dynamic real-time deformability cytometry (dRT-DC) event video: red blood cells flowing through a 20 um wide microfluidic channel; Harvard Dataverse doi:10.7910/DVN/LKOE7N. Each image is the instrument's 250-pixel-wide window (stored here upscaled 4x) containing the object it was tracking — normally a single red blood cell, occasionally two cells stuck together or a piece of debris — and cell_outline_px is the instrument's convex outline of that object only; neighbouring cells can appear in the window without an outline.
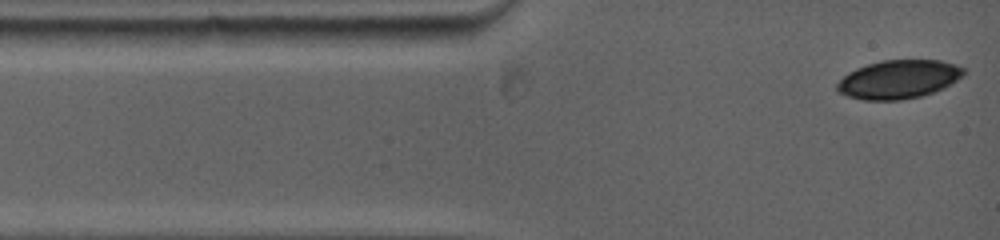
{"species": "common noctule bat (a hibernating species)", "species_latin": "Nyctalus noctula", "temperature_condition": "warm", "stored_images_in_passage": 29, "camera_frame_rate_fps": 5000, "um_per_image_px": 0.085, "animal": {"sex": "female", "body_mass_g": 19.0, "forearm_length_mm": 53.3}, "frame": {"image": 1, "passage_image": 1, "time_ms": 0.0, "image_size_px": [1000, 240], "cell_outline_px": [[964, 72], [956, 80], [944, 88], [920, 96], [900, 100], [864, 100], [848, 96], [836, 92], [836, 84], [848, 72], [856, 68], [868, 64], [884, 60], [940, 60], [956, 64], [964, 68]], "centroid_in_image_um": [76.35, 6.74], "position_along_channel_um": 8.7, "area_um2": 28.32}}
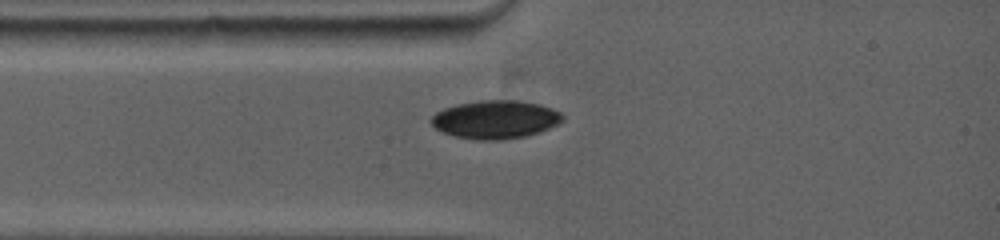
{"frame": {"image": 2, "passage_image": 12, "time_ms": 2.0, "image_size_px": [1000, 240], "cell_outline_px": [[564, 120], [548, 128], [524, 136], [500, 140], [476, 140], [452, 136], [436, 128], [428, 120], [436, 112], [444, 108], [456, 104], [480, 100], [516, 100], [540, 104], [552, 108], [560, 112], [564, 116]], "centroid_in_image_um": [42.08, 10.15], "position_along_channel_um": 42.9, "area_um2": 29.3}}
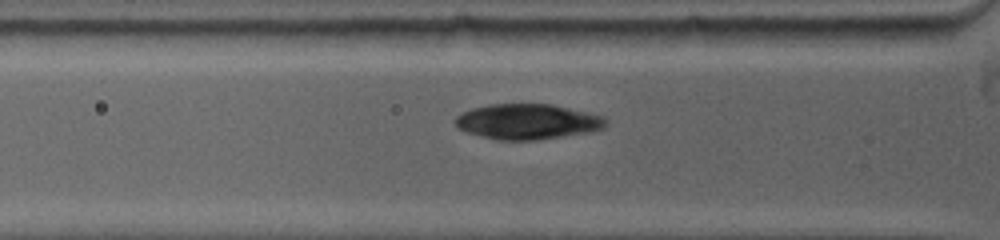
{"frame": {"image": 3, "passage_image": 21, "time_ms": 3.0, "image_size_px": [1000, 240], "cell_outline_px": [[608, 124], [604, 128], [588, 132], [564, 136], [536, 140], [496, 140], [464, 132], [456, 128], [452, 120], [456, 116], [472, 108], [488, 104], [552, 104], [588, 112], [604, 116]], "centroid_in_image_um": [44.79, 10.34], "position_along_channel_um": 81.0, "area_um2": 31.39}}